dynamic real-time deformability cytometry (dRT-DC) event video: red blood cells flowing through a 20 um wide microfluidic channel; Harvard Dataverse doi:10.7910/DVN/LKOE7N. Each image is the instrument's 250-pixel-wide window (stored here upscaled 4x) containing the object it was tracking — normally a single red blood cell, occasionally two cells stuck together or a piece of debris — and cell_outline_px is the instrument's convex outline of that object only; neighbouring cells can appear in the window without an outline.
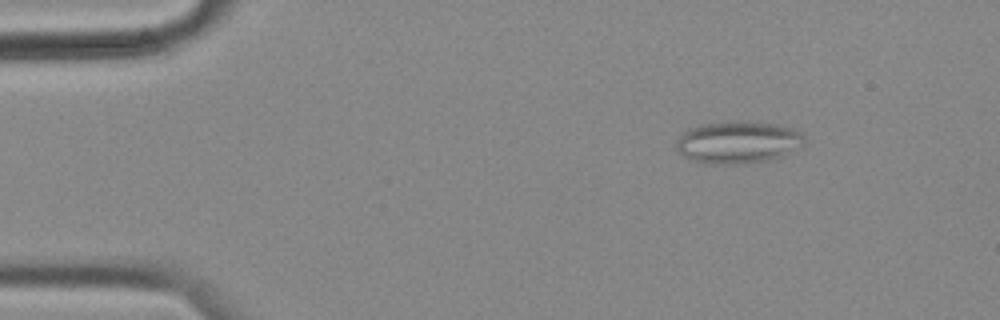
{"species": "common noctule bat (a hibernating species)", "species_latin": "Nyctalus noctula", "temperature_condition": "cold", "stored_images_in_passage": 57, "segment_of_instrument_passage": [1, 2], "camera_frame_rate_fps": 3000, "um_per_image_px": 0.085, "animal": {"sex": "female", "body_mass_g": 18.4}, "frame": {"image": 1, "passage_image": 8, "time_ms": 2.333, "image_size_px": [1000, 320], "cell_outline_px": [[804, 144], [784, 156], [768, 160], [744, 164], [708, 164], [688, 160], [676, 148], [676, 144], [680, 136], [688, 128], [700, 124], [744, 120], [748, 120], [780, 124], [792, 128], [800, 132], [804, 140]], "centroid_in_image_um": [62.73, 12.09], "position_along_channel_um": 22.3, "area_um2": 32.02}}